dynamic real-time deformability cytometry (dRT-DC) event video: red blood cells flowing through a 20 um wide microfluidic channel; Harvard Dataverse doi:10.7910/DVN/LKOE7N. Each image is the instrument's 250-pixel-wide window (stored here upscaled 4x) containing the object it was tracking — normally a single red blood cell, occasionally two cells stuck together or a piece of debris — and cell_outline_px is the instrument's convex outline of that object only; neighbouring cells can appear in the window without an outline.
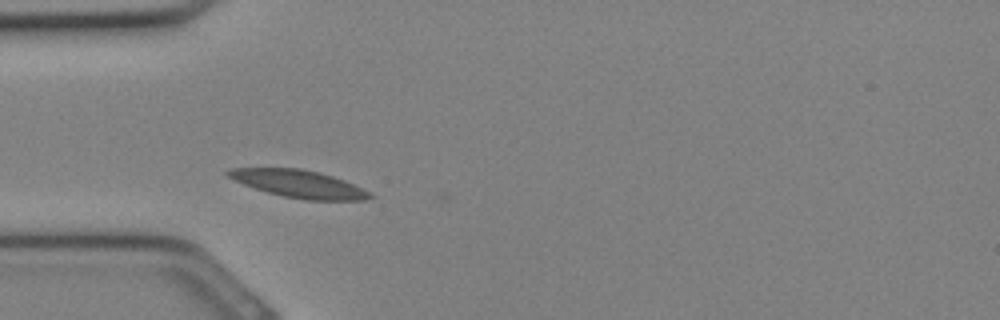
{"species": "Egyptian fruit bat (a non-hibernating species)", "species_latin": "Rousettus aegyptiacus", "temperature_condition": "cold", "stored_images_in_passage": 22, "camera_frame_rate_fps": 3000, "um_per_image_px": 0.085, "animal": {"sex": "female"}, "frame": {"image": 1, "passage_image": 1, "time_ms": 0.0, "image_size_px": [1000, 320], "cell_outline_px": [[376, 196], [364, 200], [304, 200], [284, 196], [268, 192], [244, 184], [228, 176], [224, 172], [228, 168], [300, 168], [332, 176], [344, 180]], "centroid_in_image_um": [25.39, 15.63], "position_along_channel_um": 59.6, "area_um2": 22.37}}
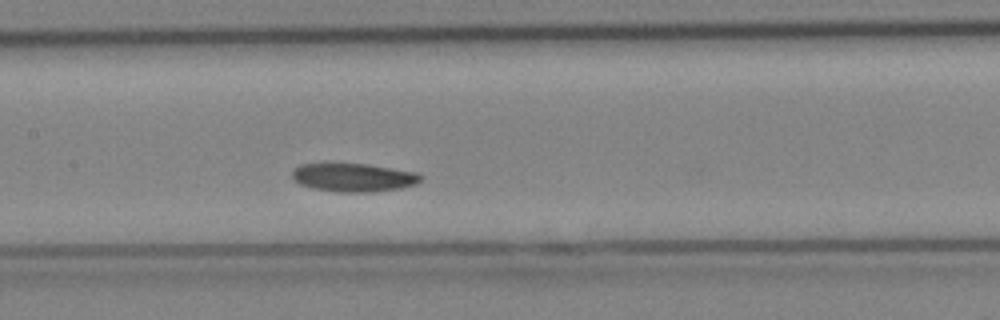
{"frame": {"image": 2, "passage_image": 7, "time_ms": 2.0, "image_size_px": [1000, 320], "cell_outline_px": [[424, 176], [416, 184], [400, 188], [376, 192], [340, 192], [312, 188], [300, 184], [292, 180], [292, 172], [300, 164], [364, 164], [416, 172]], "centroid_in_image_um": [30.05, 15.1], "position_along_channel_um": 177.4, "area_um2": 21.15}}
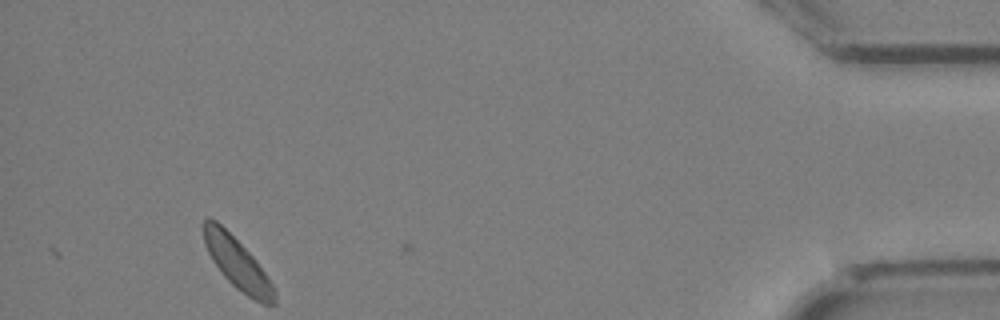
{"frame": {"image": 3, "passage_image": 22, "time_ms": 7.0, "image_size_px": [1000, 320], "cell_outline_px": [[276, 304], [264, 304], [248, 296], [236, 288], [224, 276], [212, 260], [204, 244], [200, 224], [208, 216], [216, 220], [256, 260], [272, 284], [276, 292]], "centroid_in_image_um": [20.12, 22.35], "position_along_channel_um": 415.1, "area_um2": 20.92}}